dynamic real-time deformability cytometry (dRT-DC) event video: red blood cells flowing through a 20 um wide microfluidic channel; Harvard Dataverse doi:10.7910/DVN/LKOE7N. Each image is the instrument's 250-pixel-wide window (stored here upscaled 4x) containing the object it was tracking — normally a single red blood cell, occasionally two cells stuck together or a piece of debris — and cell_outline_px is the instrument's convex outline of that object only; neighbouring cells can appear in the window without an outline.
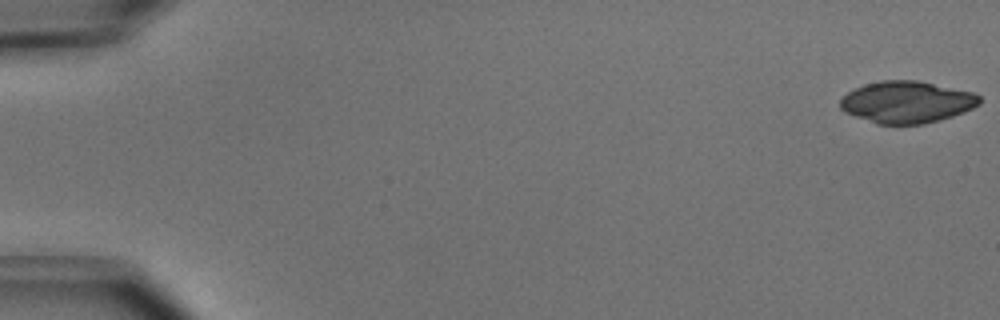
{"species": "common noctule bat (a hibernating species)", "species_latin": "Nyctalus noctula", "temperature_condition": "cold", "stored_images_in_passage": 20, "camera_frame_rate_fps": 3000, "um_per_image_px": 0.085, "animal": {"sex": "male", "body_mass_g": 15.6}, "frame": {"image": 1, "passage_image": 1, "time_ms": 0.0, "image_size_px": [1000, 320], "cell_outline_px": [[980, 104], [964, 112], [940, 120], [924, 124], [876, 124], [844, 112], [840, 108], [840, 100], [848, 92], [864, 84], [880, 80], [916, 80], [976, 92], [980, 96]], "centroid_in_image_um": [77.09, 8.67], "position_along_channel_um": 7.9, "area_um2": 34.16}}